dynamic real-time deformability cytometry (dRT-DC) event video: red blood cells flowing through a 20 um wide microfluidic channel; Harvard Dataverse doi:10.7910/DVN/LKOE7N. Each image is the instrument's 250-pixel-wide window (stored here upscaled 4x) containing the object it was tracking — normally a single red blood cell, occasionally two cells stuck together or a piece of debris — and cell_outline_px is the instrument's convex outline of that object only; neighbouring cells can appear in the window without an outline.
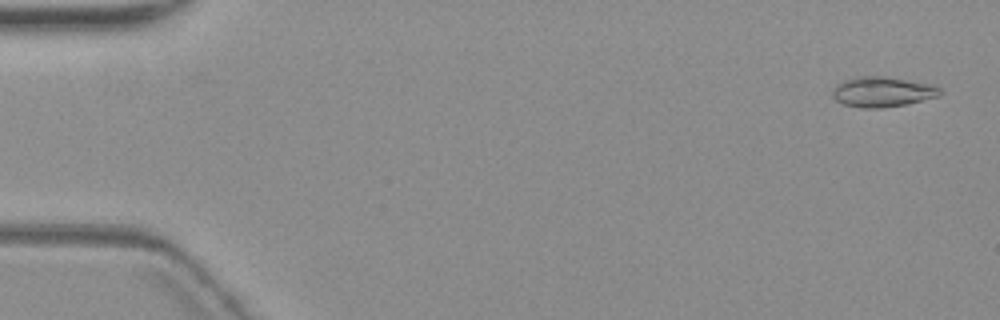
{"species": "common noctule bat (a hibernating species)", "species_latin": "Nyctalus noctula", "temperature_condition": "warm", "stored_images_in_passage": 4, "camera_frame_rate_fps": 3000, "um_per_image_px": 0.085, "animal": {"sex": "female", "body_mass_g": 19.3, "forearm_length_mm": 54.1}, "frame": {"image": 1, "passage_image": 1, "time_ms": 0.0, "image_size_px": [1000, 320], "cell_outline_px": [[944, 92], [940, 96], [908, 104], [880, 108], [860, 108], [844, 104], [836, 100], [832, 96], [832, 92], [836, 84], [844, 80], [860, 76], [884, 76], [932, 84], [940, 88]], "centroid_in_image_um": [75.03, 7.81], "position_along_channel_um": 10.0, "area_um2": 19.07}}
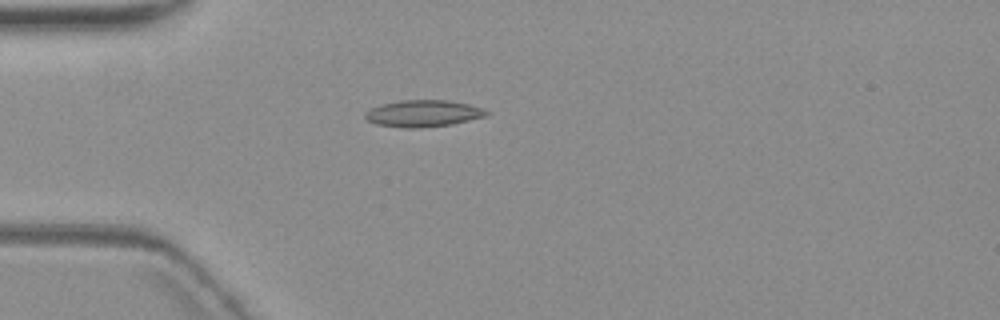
{"frame": {"image": 2, "passage_image": 4, "time_ms": 4.667, "image_size_px": [1000, 320], "cell_outline_px": [[492, 112], [484, 116], [452, 124], [420, 128], [408, 128], [376, 124], [368, 120], [364, 116], [372, 108], [380, 104], [400, 100], [448, 100], [468, 104], [484, 108]], "centroid_in_image_um": [36.0, 9.63], "position_along_channel_um": 49.0, "area_um2": 18.79}}